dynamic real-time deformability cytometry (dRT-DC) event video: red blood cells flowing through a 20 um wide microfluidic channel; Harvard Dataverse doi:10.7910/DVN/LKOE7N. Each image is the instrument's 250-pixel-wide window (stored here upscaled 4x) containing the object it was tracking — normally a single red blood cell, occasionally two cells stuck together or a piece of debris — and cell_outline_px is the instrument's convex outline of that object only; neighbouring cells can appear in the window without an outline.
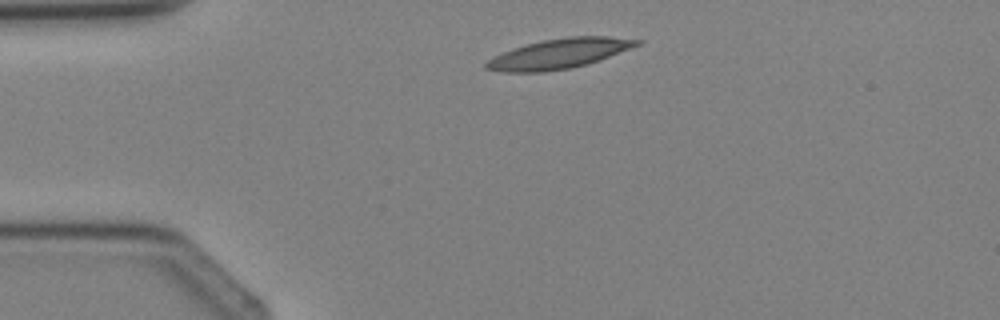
{"species": "Egyptian fruit bat (a non-hibernating species)", "species_latin": "Rousettus aegyptiacus", "temperature_condition": "cold", "stored_images_in_passage": 2, "camera_frame_rate_fps": 3000, "um_per_image_px": 0.085, "animal": {"sex": "female"}, "frame": {"image": 1, "passage_image": 2, "time_ms": 1.0, "image_size_px": [1000, 320], "cell_outline_px": [[644, 40], [640, 44], [608, 56], [572, 68], [544, 72], [500, 72], [484, 68], [484, 64], [488, 60], [504, 52], [524, 44], [544, 40], [568, 36], [608, 36]], "centroid_in_image_um": [47.49, 4.56], "position_along_channel_um": 37.5, "area_um2": 25.89}}